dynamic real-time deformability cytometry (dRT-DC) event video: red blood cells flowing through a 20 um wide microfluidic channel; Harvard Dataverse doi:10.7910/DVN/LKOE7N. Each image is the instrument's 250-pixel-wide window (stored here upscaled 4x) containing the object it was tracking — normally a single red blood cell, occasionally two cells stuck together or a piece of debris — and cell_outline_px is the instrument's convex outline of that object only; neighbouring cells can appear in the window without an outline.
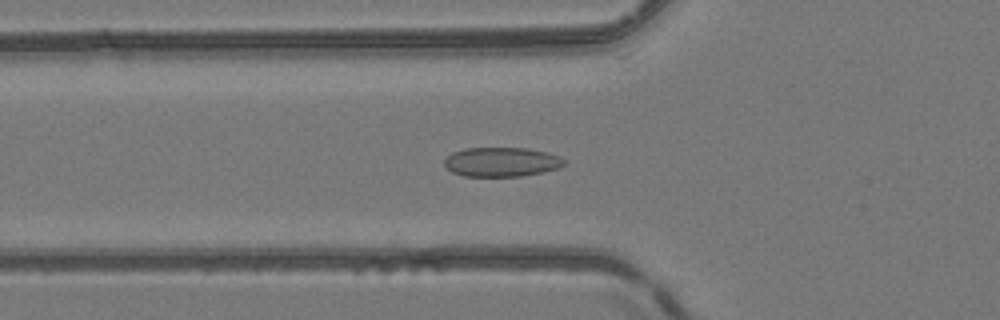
{"species": "common noctule bat (a hibernating species)", "species_latin": "Nyctalus noctula", "temperature_condition": "room temperature", "stored_images_in_passage": 51, "camera_frame_rate_fps": 3000, "um_per_image_px": 0.085, "animal": {"sex": "female", "body_mass_g": 24.6, "forearm_length_mm": 56.2}, "frame": {"image": 1, "passage_image": 19, "time_ms": 6.0, "image_size_px": [1000, 320], "cell_outline_px": [[564, 164], [560, 168], [544, 172], [520, 176], [464, 176], [452, 172], [444, 164], [444, 160], [452, 152], [464, 148], [528, 148], [548, 152], [560, 156], [564, 160]], "centroid_in_image_um": [42.65, 13.76], "position_along_channel_um": 83.2, "area_um2": 20.58}}
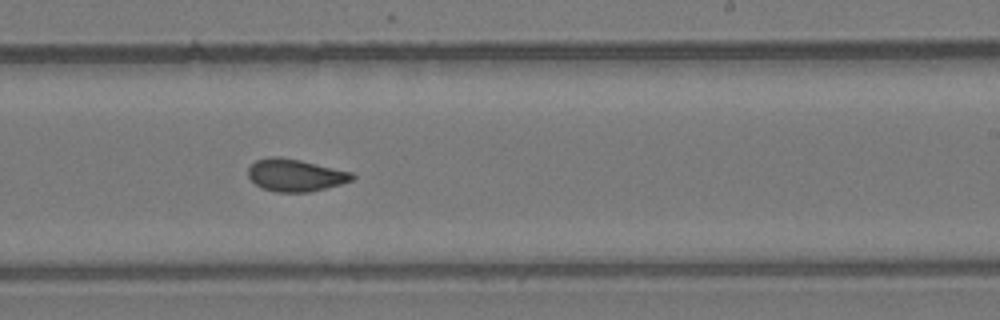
{"frame": {"image": 2, "passage_image": 32, "time_ms": 10.333, "image_size_px": [1000, 320], "cell_outline_px": [[356, 176], [352, 180], [340, 184], [308, 192], [276, 192], [264, 188], [256, 184], [248, 176], [248, 168], [256, 160], [268, 156], [280, 156], [300, 160], [352, 172]], "centroid_in_image_um": [25.09, 14.87], "position_along_channel_um": 263.9, "area_um2": 19.48}}
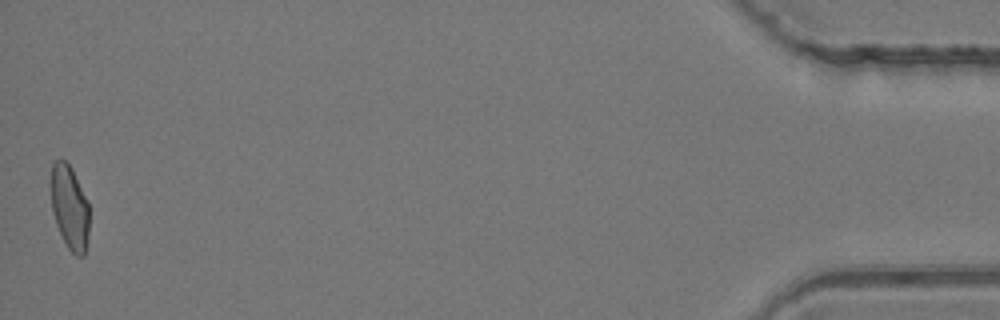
{"frame": {"image": 3, "passage_image": 51, "time_ms": 16.667, "image_size_px": [1000, 320], "cell_outline_px": [[88, 236], [84, 256], [76, 256], [68, 248], [56, 224], [52, 212], [48, 184], [52, 164], [56, 160], [64, 160], [72, 168], [88, 200]], "centroid_in_image_um": [5.88, 17.57], "position_along_channel_um": 429.3, "area_um2": 19.25}, "authors_computed_cell_mechanics": {"area_um2": 19.7098, "velocity_mm_per_s": 4.1484, "shape_relaxation_time_tau1_ms": null, "shape_relaxation_time_tau2_ms": 1.4929, "deformation_change_tau1": null, "deformation_change_tau2": 0.0595}}